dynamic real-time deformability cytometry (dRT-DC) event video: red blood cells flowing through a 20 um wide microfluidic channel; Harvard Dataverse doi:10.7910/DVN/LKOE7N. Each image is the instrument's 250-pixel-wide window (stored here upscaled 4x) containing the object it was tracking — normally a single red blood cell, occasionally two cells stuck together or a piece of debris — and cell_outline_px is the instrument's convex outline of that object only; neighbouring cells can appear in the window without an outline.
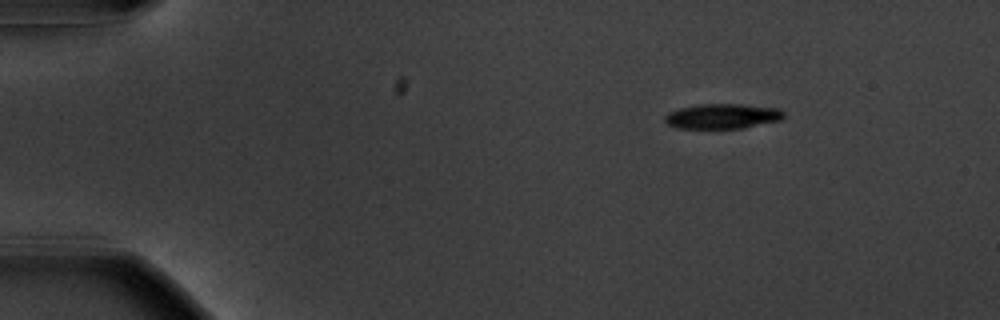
{"species": "common noctule bat (a hibernating species)", "species_latin": "Nyctalus noctula", "temperature_condition": "warm", "stored_images_in_passage": 49, "camera_frame_rate_fps": 3000, "um_per_image_px": 0.085, "animal": {"sex": "male", "body_mass_g": 20.1, "forearm_length_mm": 53.5}, "frame": {"image": 1, "passage_image": 1, "time_ms": 0.0, "image_size_px": [1000, 320], "cell_outline_px": [[784, 116], [780, 120], [744, 128], [676, 128], [668, 124], [664, 120], [664, 116], [668, 112], [680, 108], [696, 104], [740, 104], [776, 108], [784, 112]], "centroid_in_image_um": [61.37, 9.88], "position_along_channel_um": 23.6, "area_um2": 17.28}}
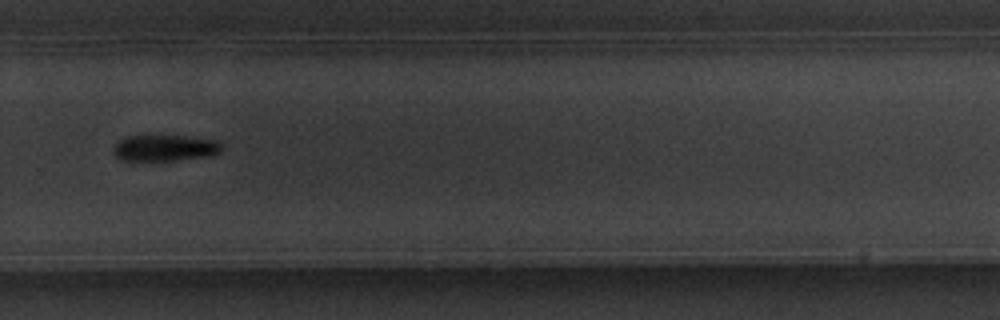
{"frame": {"image": 2, "passage_image": 32, "time_ms": 10.333, "image_size_px": [1000, 320], "cell_outline_px": [[224, 148], [220, 152], [212, 156], [176, 160], [128, 164], [120, 160], [112, 152], [116, 144], [120, 140], [128, 136], [144, 132], [152, 132], [216, 140], [224, 144]], "centroid_in_image_um": [13.93, 12.57], "position_along_channel_um": 315.9, "area_um2": 18.32}}
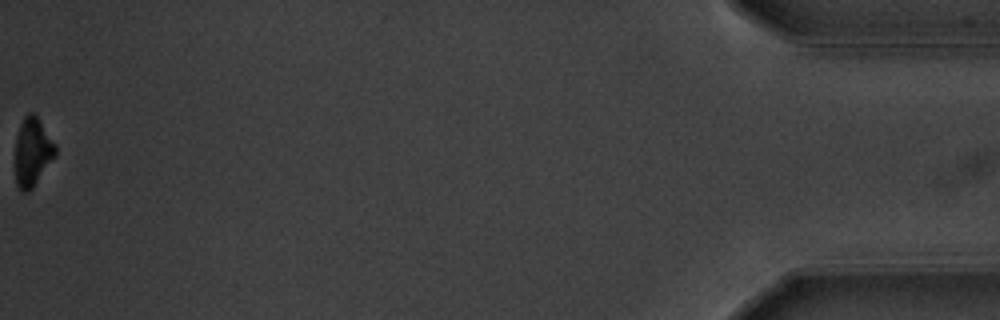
{"frame": {"image": 3, "passage_image": 49, "time_ms": 16.0, "image_size_px": [1000, 320], "cell_outline_px": [[56, 156], [32, 188], [24, 192], [16, 184], [16, 140], [20, 124], [24, 116], [28, 112], [36, 112], [56, 144]], "centroid_in_image_um": [2.79, 12.84], "position_along_channel_um": 432.4, "area_um2": 16.13}, "authors_computed_cell_mechanics": {"area_um2": 18.207, "velocity_mm_per_s": 3.674, "shape_relaxation_time_tau1_ms": 1.879, "shape_relaxation_time_tau2_ms": null, "deformation_change_tau1": 0.138, "deformation_change_tau2": null}}